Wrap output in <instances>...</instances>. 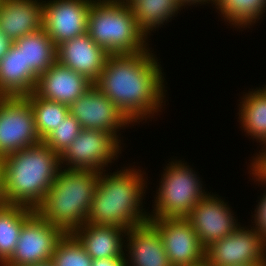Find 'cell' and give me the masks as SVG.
<instances>
[{"label": "cell", "mask_w": 266, "mask_h": 266, "mask_svg": "<svg viewBox=\"0 0 266 266\" xmlns=\"http://www.w3.org/2000/svg\"><path fill=\"white\" fill-rule=\"evenodd\" d=\"M0 163L6 204L34 210L62 169L60 155L43 142L11 153L0 159Z\"/></svg>", "instance_id": "2"}, {"label": "cell", "mask_w": 266, "mask_h": 266, "mask_svg": "<svg viewBox=\"0 0 266 266\" xmlns=\"http://www.w3.org/2000/svg\"><path fill=\"white\" fill-rule=\"evenodd\" d=\"M97 1L93 0L87 17V33L94 42L109 54H137L148 49L146 35L138 27L129 3Z\"/></svg>", "instance_id": "5"}, {"label": "cell", "mask_w": 266, "mask_h": 266, "mask_svg": "<svg viewBox=\"0 0 266 266\" xmlns=\"http://www.w3.org/2000/svg\"><path fill=\"white\" fill-rule=\"evenodd\" d=\"M100 172L59 170L42 203L35 211L65 234L87 222Z\"/></svg>", "instance_id": "4"}, {"label": "cell", "mask_w": 266, "mask_h": 266, "mask_svg": "<svg viewBox=\"0 0 266 266\" xmlns=\"http://www.w3.org/2000/svg\"><path fill=\"white\" fill-rule=\"evenodd\" d=\"M119 139L109 132L82 128L77 137L60 155V163H67V169L103 171L104 166L120 150ZM102 168V169H101Z\"/></svg>", "instance_id": "10"}, {"label": "cell", "mask_w": 266, "mask_h": 266, "mask_svg": "<svg viewBox=\"0 0 266 266\" xmlns=\"http://www.w3.org/2000/svg\"><path fill=\"white\" fill-rule=\"evenodd\" d=\"M158 230L171 266H191L205 260V248L186 218L149 219Z\"/></svg>", "instance_id": "11"}, {"label": "cell", "mask_w": 266, "mask_h": 266, "mask_svg": "<svg viewBox=\"0 0 266 266\" xmlns=\"http://www.w3.org/2000/svg\"><path fill=\"white\" fill-rule=\"evenodd\" d=\"M127 231L116 226L93 225L86 222L71 234L92 259H103L125 257L122 233H127Z\"/></svg>", "instance_id": "18"}, {"label": "cell", "mask_w": 266, "mask_h": 266, "mask_svg": "<svg viewBox=\"0 0 266 266\" xmlns=\"http://www.w3.org/2000/svg\"><path fill=\"white\" fill-rule=\"evenodd\" d=\"M81 129L76 118L71 113H68L64 121L42 142L61 155L71 145V142L77 137Z\"/></svg>", "instance_id": "28"}, {"label": "cell", "mask_w": 266, "mask_h": 266, "mask_svg": "<svg viewBox=\"0 0 266 266\" xmlns=\"http://www.w3.org/2000/svg\"><path fill=\"white\" fill-rule=\"evenodd\" d=\"M25 96H0V159L41 143Z\"/></svg>", "instance_id": "7"}, {"label": "cell", "mask_w": 266, "mask_h": 266, "mask_svg": "<svg viewBox=\"0 0 266 266\" xmlns=\"http://www.w3.org/2000/svg\"><path fill=\"white\" fill-rule=\"evenodd\" d=\"M6 205L4 195H3V179H2V166L0 163V207H3Z\"/></svg>", "instance_id": "32"}, {"label": "cell", "mask_w": 266, "mask_h": 266, "mask_svg": "<svg viewBox=\"0 0 266 266\" xmlns=\"http://www.w3.org/2000/svg\"><path fill=\"white\" fill-rule=\"evenodd\" d=\"M252 167V175L256 177L258 181L262 183H266V171L256 163H251ZM257 211L255 214V222L256 223V231L261 235V237L266 241V194H264L263 198H261Z\"/></svg>", "instance_id": "29"}, {"label": "cell", "mask_w": 266, "mask_h": 266, "mask_svg": "<svg viewBox=\"0 0 266 266\" xmlns=\"http://www.w3.org/2000/svg\"><path fill=\"white\" fill-rule=\"evenodd\" d=\"M146 49L137 54H109L94 85L133 123L163 105L161 67Z\"/></svg>", "instance_id": "1"}, {"label": "cell", "mask_w": 266, "mask_h": 266, "mask_svg": "<svg viewBox=\"0 0 266 266\" xmlns=\"http://www.w3.org/2000/svg\"><path fill=\"white\" fill-rule=\"evenodd\" d=\"M128 3L138 27L146 37L149 30L168 21L183 6L179 0H130Z\"/></svg>", "instance_id": "24"}, {"label": "cell", "mask_w": 266, "mask_h": 266, "mask_svg": "<svg viewBox=\"0 0 266 266\" xmlns=\"http://www.w3.org/2000/svg\"><path fill=\"white\" fill-rule=\"evenodd\" d=\"M92 2L93 0L43 1L42 28L56 46L87 33V17Z\"/></svg>", "instance_id": "12"}, {"label": "cell", "mask_w": 266, "mask_h": 266, "mask_svg": "<svg viewBox=\"0 0 266 266\" xmlns=\"http://www.w3.org/2000/svg\"><path fill=\"white\" fill-rule=\"evenodd\" d=\"M128 263V259L126 260L125 257H111L92 260V266H128Z\"/></svg>", "instance_id": "30"}, {"label": "cell", "mask_w": 266, "mask_h": 266, "mask_svg": "<svg viewBox=\"0 0 266 266\" xmlns=\"http://www.w3.org/2000/svg\"><path fill=\"white\" fill-rule=\"evenodd\" d=\"M43 1L1 0L0 30L12 41L42 28Z\"/></svg>", "instance_id": "17"}, {"label": "cell", "mask_w": 266, "mask_h": 266, "mask_svg": "<svg viewBox=\"0 0 266 266\" xmlns=\"http://www.w3.org/2000/svg\"><path fill=\"white\" fill-rule=\"evenodd\" d=\"M69 113L76 118L81 128L109 132L117 139V129L131 123L95 85L69 106Z\"/></svg>", "instance_id": "13"}, {"label": "cell", "mask_w": 266, "mask_h": 266, "mask_svg": "<svg viewBox=\"0 0 266 266\" xmlns=\"http://www.w3.org/2000/svg\"><path fill=\"white\" fill-rule=\"evenodd\" d=\"M64 234L35 211L23 223L13 255L2 266H31L51 261Z\"/></svg>", "instance_id": "8"}, {"label": "cell", "mask_w": 266, "mask_h": 266, "mask_svg": "<svg viewBox=\"0 0 266 266\" xmlns=\"http://www.w3.org/2000/svg\"><path fill=\"white\" fill-rule=\"evenodd\" d=\"M170 164L166 166V172L158 188L154 216L150 215L149 219L186 218L206 195V192L201 190L202 184L192 169L180 161Z\"/></svg>", "instance_id": "6"}, {"label": "cell", "mask_w": 266, "mask_h": 266, "mask_svg": "<svg viewBox=\"0 0 266 266\" xmlns=\"http://www.w3.org/2000/svg\"><path fill=\"white\" fill-rule=\"evenodd\" d=\"M186 219L204 248L232 234L239 227L227 204L211 194H206Z\"/></svg>", "instance_id": "14"}, {"label": "cell", "mask_w": 266, "mask_h": 266, "mask_svg": "<svg viewBox=\"0 0 266 266\" xmlns=\"http://www.w3.org/2000/svg\"><path fill=\"white\" fill-rule=\"evenodd\" d=\"M23 49L25 66L39 77L57 62V46L41 28L15 40Z\"/></svg>", "instance_id": "21"}, {"label": "cell", "mask_w": 266, "mask_h": 266, "mask_svg": "<svg viewBox=\"0 0 266 266\" xmlns=\"http://www.w3.org/2000/svg\"><path fill=\"white\" fill-rule=\"evenodd\" d=\"M92 260L78 240L67 233L58 241L51 261L54 266H92Z\"/></svg>", "instance_id": "27"}, {"label": "cell", "mask_w": 266, "mask_h": 266, "mask_svg": "<svg viewBox=\"0 0 266 266\" xmlns=\"http://www.w3.org/2000/svg\"><path fill=\"white\" fill-rule=\"evenodd\" d=\"M211 266L266 264V241L254 228L238 227L232 234L205 248Z\"/></svg>", "instance_id": "9"}, {"label": "cell", "mask_w": 266, "mask_h": 266, "mask_svg": "<svg viewBox=\"0 0 266 266\" xmlns=\"http://www.w3.org/2000/svg\"><path fill=\"white\" fill-rule=\"evenodd\" d=\"M22 50L13 41L0 60V96H27L35 89L38 77L25 66Z\"/></svg>", "instance_id": "20"}, {"label": "cell", "mask_w": 266, "mask_h": 266, "mask_svg": "<svg viewBox=\"0 0 266 266\" xmlns=\"http://www.w3.org/2000/svg\"><path fill=\"white\" fill-rule=\"evenodd\" d=\"M13 41L0 30V60L7 54Z\"/></svg>", "instance_id": "31"}, {"label": "cell", "mask_w": 266, "mask_h": 266, "mask_svg": "<svg viewBox=\"0 0 266 266\" xmlns=\"http://www.w3.org/2000/svg\"><path fill=\"white\" fill-rule=\"evenodd\" d=\"M132 266H171L158 230L148 221L125 234Z\"/></svg>", "instance_id": "19"}, {"label": "cell", "mask_w": 266, "mask_h": 266, "mask_svg": "<svg viewBox=\"0 0 266 266\" xmlns=\"http://www.w3.org/2000/svg\"><path fill=\"white\" fill-rule=\"evenodd\" d=\"M108 55L88 33L57 46V62L85 76L93 84L99 78Z\"/></svg>", "instance_id": "15"}, {"label": "cell", "mask_w": 266, "mask_h": 266, "mask_svg": "<svg viewBox=\"0 0 266 266\" xmlns=\"http://www.w3.org/2000/svg\"><path fill=\"white\" fill-rule=\"evenodd\" d=\"M35 212L23 205L0 207V266L12 255L18 242L23 223Z\"/></svg>", "instance_id": "22"}, {"label": "cell", "mask_w": 266, "mask_h": 266, "mask_svg": "<svg viewBox=\"0 0 266 266\" xmlns=\"http://www.w3.org/2000/svg\"><path fill=\"white\" fill-rule=\"evenodd\" d=\"M93 85L85 76L55 62L37 78L33 92L38 97L70 106Z\"/></svg>", "instance_id": "16"}, {"label": "cell", "mask_w": 266, "mask_h": 266, "mask_svg": "<svg viewBox=\"0 0 266 266\" xmlns=\"http://www.w3.org/2000/svg\"><path fill=\"white\" fill-rule=\"evenodd\" d=\"M179 1L181 2V4H182L183 6H185V5L188 4V3H190V4H191V3H192V4H195V3H197V2H198V3H200V2H201V3H202V2H203V3H204V2H207V3H208V1H211V2L213 1V3L215 4V1H216V0H179Z\"/></svg>", "instance_id": "33"}, {"label": "cell", "mask_w": 266, "mask_h": 266, "mask_svg": "<svg viewBox=\"0 0 266 266\" xmlns=\"http://www.w3.org/2000/svg\"><path fill=\"white\" fill-rule=\"evenodd\" d=\"M31 266H54V264H53L52 261H48V262H45V263L34 264V265H31Z\"/></svg>", "instance_id": "35"}, {"label": "cell", "mask_w": 266, "mask_h": 266, "mask_svg": "<svg viewBox=\"0 0 266 266\" xmlns=\"http://www.w3.org/2000/svg\"><path fill=\"white\" fill-rule=\"evenodd\" d=\"M191 266H211L206 260H203L201 263Z\"/></svg>", "instance_id": "36"}, {"label": "cell", "mask_w": 266, "mask_h": 266, "mask_svg": "<svg viewBox=\"0 0 266 266\" xmlns=\"http://www.w3.org/2000/svg\"><path fill=\"white\" fill-rule=\"evenodd\" d=\"M102 174L101 171L87 222L93 225L116 226L124 230L148 222L149 215L142 213L143 210L140 209L145 193L141 171L139 173L132 168L111 175Z\"/></svg>", "instance_id": "3"}, {"label": "cell", "mask_w": 266, "mask_h": 266, "mask_svg": "<svg viewBox=\"0 0 266 266\" xmlns=\"http://www.w3.org/2000/svg\"><path fill=\"white\" fill-rule=\"evenodd\" d=\"M265 88L251 91L242 101L240 121L245 131L255 139L261 140L266 145V85ZM266 148V147H265ZM254 158L255 163L264 153Z\"/></svg>", "instance_id": "23"}, {"label": "cell", "mask_w": 266, "mask_h": 266, "mask_svg": "<svg viewBox=\"0 0 266 266\" xmlns=\"http://www.w3.org/2000/svg\"><path fill=\"white\" fill-rule=\"evenodd\" d=\"M221 15L238 27L251 25L266 10V0H216Z\"/></svg>", "instance_id": "26"}, {"label": "cell", "mask_w": 266, "mask_h": 266, "mask_svg": "<svg viewBox=\"0 0 266 266\" xmlns=\"http://www.w3.org/2000/svg\"><path fill=\"white\" fill-rule=\"evenodd\" d=\"M32 108L38 136L43 141L69 113V106L38 97L34 92L25 96Z\"/></svg>", "instance_id": "25"}, {"label": "cell", "mask_w": 266, "mask_h": 266, "mask_svg": "<svg viewBox=\"0 0 266 266\" xmlns=\"http://www.w3.org/2000/svg\"><path fill=\"white\" fill-rule=\"evenodd\" d=\"M240 266H266V264H251V265H240Z\"/></svg>", "instance_id": "37"}, {"label": "cell", "mask_w": 266, "mask_h": 266, "mask_svg": "<svg viewBox=\"0 0 266 266\" xmlns=\"http://www.w3.org/2000/svg\"><path fill=\"white\" fill-rule=\"evenodd\" d=\"M255 163L266 171V151Z\"/></svg>", "instance_id": "34"}]
</instances>
